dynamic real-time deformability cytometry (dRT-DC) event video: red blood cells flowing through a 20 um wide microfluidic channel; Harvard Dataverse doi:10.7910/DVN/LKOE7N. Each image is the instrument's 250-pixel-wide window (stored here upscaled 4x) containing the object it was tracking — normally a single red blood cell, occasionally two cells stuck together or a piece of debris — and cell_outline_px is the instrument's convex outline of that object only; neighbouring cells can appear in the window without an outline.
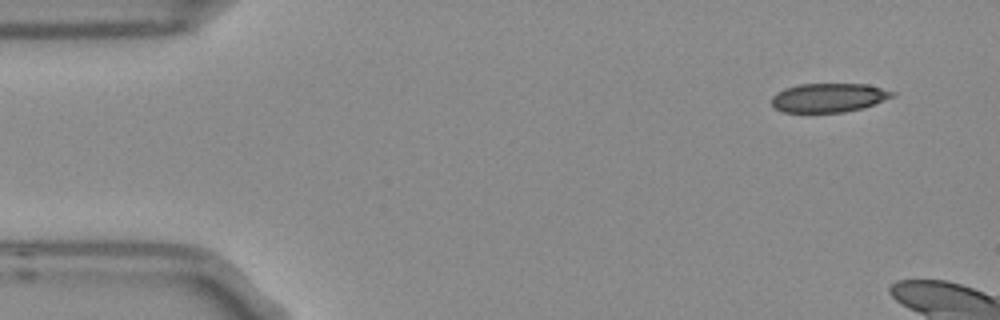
{"species": "Egyptian fruit bat (a non-hibernating species)", "species_latin": "Rousettus aegyptiacus", "temperature_condition": "room temperature", "stored_images_in_passage": 3, "camera_frame_rate_fps": 3000, "um_per_image_px": 0.085, "frame": {"image": 1, "passage_image": 1, "time_ms": 0.0, "image_size_px": [1000, 320], "cell_outline_px": [[896, 96], [864, 108], [844, 112], [784, 112], [776, 108], [772, 104], [772, 96], [776, 92], [784, 88], [800, 84], [868, 84], [896, 92]], "centroid_in_image_um": [70.48, 8.3], "position_along_channel_um": 14.5, "area_um2": 20.52}}